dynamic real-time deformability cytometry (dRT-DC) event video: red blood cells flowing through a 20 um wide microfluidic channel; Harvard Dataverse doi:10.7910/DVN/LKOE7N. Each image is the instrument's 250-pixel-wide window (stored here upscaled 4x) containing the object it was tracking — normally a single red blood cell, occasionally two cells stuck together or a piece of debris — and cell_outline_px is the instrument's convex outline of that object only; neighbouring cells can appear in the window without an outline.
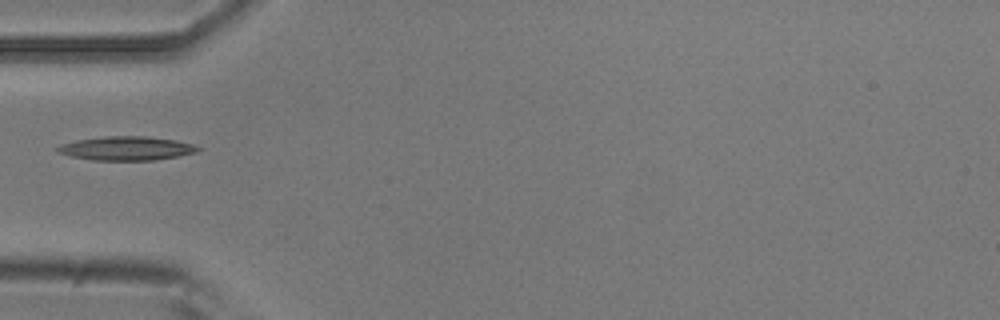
{"species": "common noctule bat (a hibernating species)", "species_latin": "Nyctalus noctula", "temperature_condition": "room temperature", "stored_images_in_passage": 1, "camera_frame_rate_fps": 3000, "um_per_image_px": 0.085, "animal": {"sex": "male", "body_mass_g": 20.5, "forearm_length_mm": 52.5}, "frame": {"image": 1, "passage_image": 1, "time_ms": 0.0, "image_size_px": [1000, 320], "cell_outline_px": [[200, 152], [156, 160], [92, 160], [72, 156], [56, 152], [56, 148], [60, 144], [76, 140], [104, 136], [148, 136], [176, 140], [192, 144], [200, 148]], "centroid_in_image_um": [10.76, 12.61], "position_along_channel_um": 74.2, "area_um2": 19.65}}